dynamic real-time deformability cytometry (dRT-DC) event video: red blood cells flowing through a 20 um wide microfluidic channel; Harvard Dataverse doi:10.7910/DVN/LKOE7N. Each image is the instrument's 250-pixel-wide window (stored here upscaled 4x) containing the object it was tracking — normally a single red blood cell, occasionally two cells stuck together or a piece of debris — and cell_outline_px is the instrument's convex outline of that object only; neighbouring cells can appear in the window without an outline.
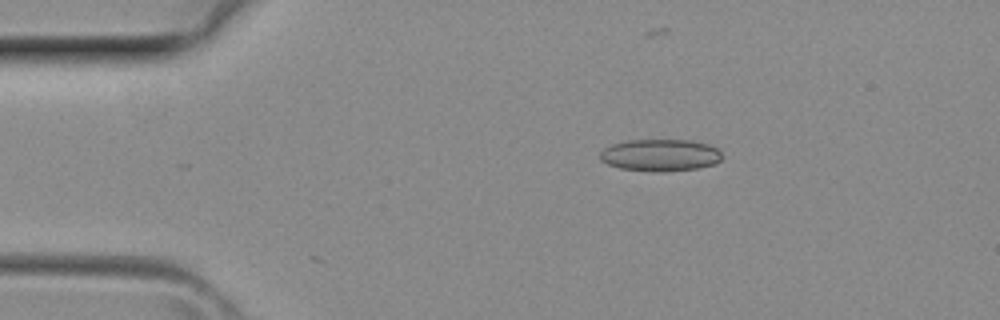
{"species": "common noctule bat (a hibernating species)", "species_latin": "Nyctalus noctula", "temperature_condition": "room temperature", "stored_images_in_passage": 16, "camera_frame_rate_fps": 3000, "um_per_image_px": 0.085, "animal": {"sex": "female", "body_mass_g": 29.2, "forearm_length_mm": 56.3}, "frame": {"image": 1, "passage_image": 1, "time_ms": 0.0, "image_size_px": [1000, 320], "cell_outline_px": [[720, 160], [716, 164], [696, 168], [660, 172], [620, 168], [608, 164], [600, 160], [600, 152], [604, 148], [612, 144], [628, 140], [692, 140], [708, 144], [720, 148]], "centroid_in_image_um": [56.13, 13.18], "position_along_channel_um": 28.9, "area_um2": 22.77}}
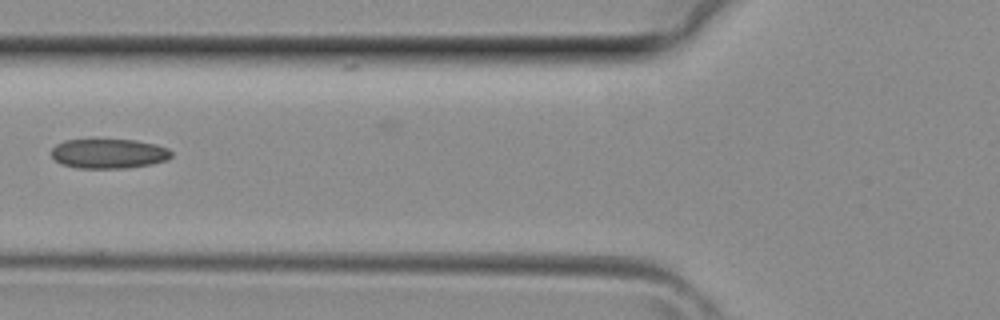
{"frame": {"image": 2, "passage_image": 9, "time_ms": 2.667, "image_size_px": [1000, 320], "cell_outline_px": [[172, 156], [168, 160], [152, 164], [128, 168], [76, 168], [60, 164], [52, 156], [52, 148], [56, 144], [64, 140], [136, 140], [156, 144], [168, 148], [172, 152]], "centroid_in_image_um": [9.27, 13.06], "position_along_channel_um": 116.5, "area_um2": 20.87}}
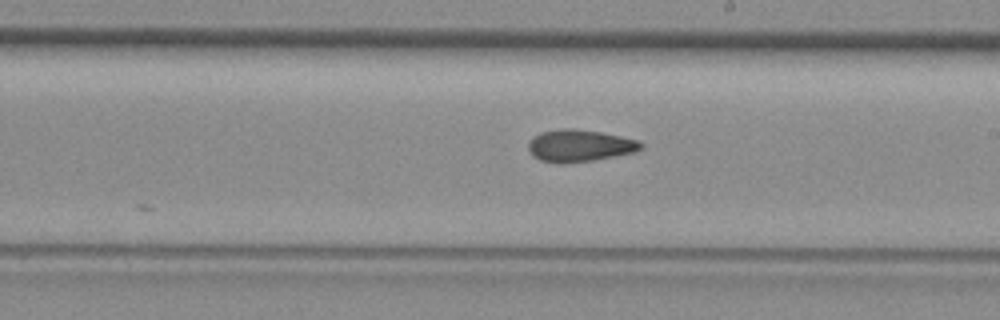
{"frame": {"image": 3, "passage_image": 16, "time_ms": 5.0, "image_size_px": [1000, 320], "cell_outline_px": [[644, 144], [640, 148], [632, 152], [592, 160], [564, 164], [560, 164], [540, 160], [532, 156], [528, 148], [528, 140], [532, 136], [540, 132], [564, 128], [572, 128], [600, 132], [640, 140]], "centroid_in_image_um": [49.2, 12.38], "position_along_channel_um": 239.8, "area_um2": 21.04}}